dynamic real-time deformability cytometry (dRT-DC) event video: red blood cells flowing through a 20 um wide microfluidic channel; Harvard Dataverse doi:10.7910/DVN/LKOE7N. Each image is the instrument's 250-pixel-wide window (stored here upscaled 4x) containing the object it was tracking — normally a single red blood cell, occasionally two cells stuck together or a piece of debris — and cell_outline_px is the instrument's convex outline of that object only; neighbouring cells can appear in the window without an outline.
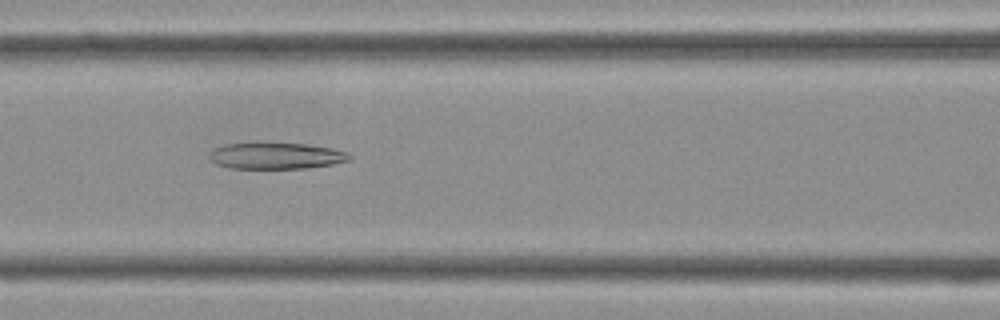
{"species": "Egyptian fruit bat (a non-hibernating species)", "species_latin": "Rousettus aegyptiacus", "temperature_condition": "cold", "stored_images_in_passage": 41, "camera_frame_rate_fps": 3000, "um_per_image_px": 0.085, "frame": {"image": 1, "passage_image": 17, "time_ms": 5.333, "image_size_px": [1000, 320], "cell_outline_px": [[352, 160], [332, 164], [308, 168], [228, 168], [216, 164], [208, 156], [216, 148], [224, 144], [252, 140], [260, 140], [304, 144], [332, 148], [348, 152], [352, 156]], "centroid_in_image_um": [23.45, 13.2], "position_along_channel_um": 143.2, "area_um2": 22.43}}
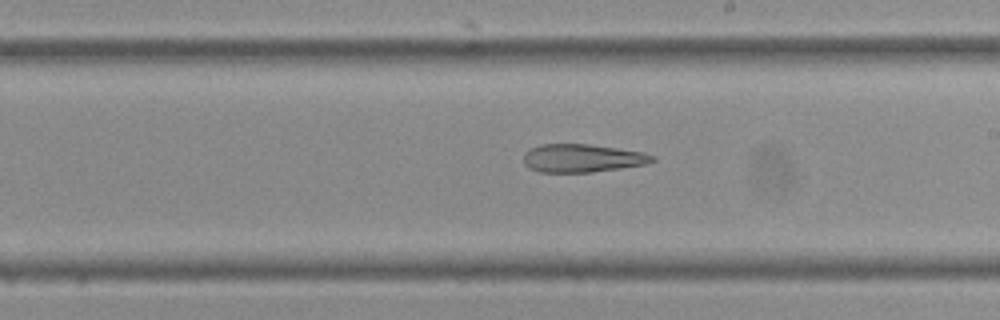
{"frame": {"image": 2, "passage_image": 23, "time_ms": 7.333, "image_size_px": [1000, 320], "cell_outline_px": [[656, 160], [644, 164], [620, 168], [592, 172], [540, 172], [528, 168], [524, 164], [524, 152], [540, 144], [588, 144], [644, 152], [656, 156]], "centroid_in_image_um": [49.48, 13.44], "position_along_channel_um": 239.5, "area_um2": 21.1}}
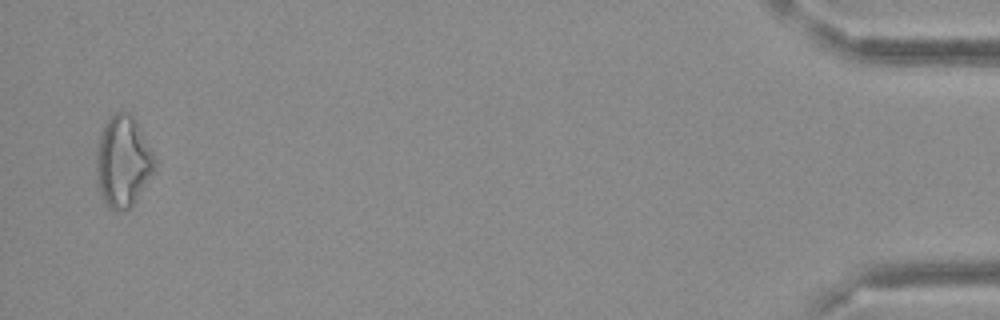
{"frame": {"image": 3, "passage_image": 40, "time_ms": 13.0, "image_size_px": [1000, 320], "cell_outline_px": [[156, 172], [136, 200], [128, 208], [116, 212], [104, 200], [100, 192], [96, 172], [96, 148], [100, 132], [104, 124], [116, 112], [128, 112], [136, 120], [156, 160]], "centroid_in_image_um": [10.47, 13.72], "position_along_channel_um": 424.7, "area_um2": 31.04}}